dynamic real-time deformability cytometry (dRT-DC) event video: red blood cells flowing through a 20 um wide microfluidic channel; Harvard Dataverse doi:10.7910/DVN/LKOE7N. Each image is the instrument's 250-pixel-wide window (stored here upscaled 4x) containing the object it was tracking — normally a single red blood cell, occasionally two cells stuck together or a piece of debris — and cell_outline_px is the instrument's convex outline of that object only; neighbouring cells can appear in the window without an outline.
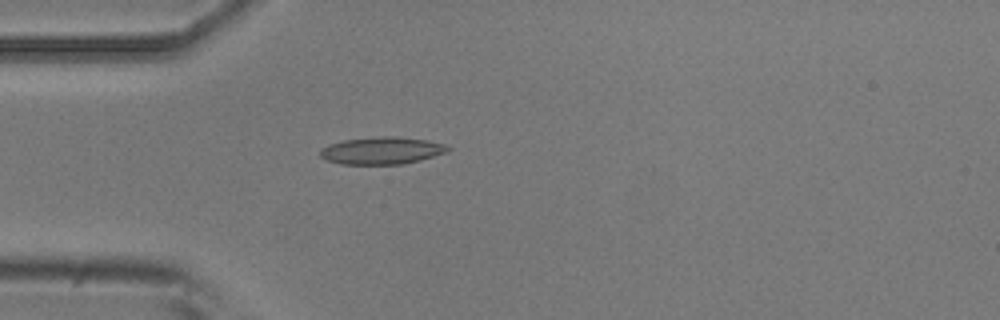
{"species": "common noctule bat (a hibernating species)", "species_latin": "Nyctalus noctula", "temperature_condition": "room temperature", "stored_images_in_passage": 5, "camera_frame_rate_fps": 3000, "um_per_image_px": 0.085, "animal": {"sex": "male", "body_mass_g": 20.5, "forearm_length_mm": 52.5}, "frame": {"image": 1, "passage_image": 5, "time_ms": 4.667, "image_size_px": [1000, 320], "cell_outline_px": [[452, 148], [448, 152], [420, 160], [404, 164], [340, 164], [328, 160], [320, 156], [320, 148], [344, 140], [380, 136], [396, 136], [428, 140], [444, 144]], "centroid_in_image_um": [32.49, 12.8], "position_along_channel_um": 52.5, "area_um2": 20.29}}